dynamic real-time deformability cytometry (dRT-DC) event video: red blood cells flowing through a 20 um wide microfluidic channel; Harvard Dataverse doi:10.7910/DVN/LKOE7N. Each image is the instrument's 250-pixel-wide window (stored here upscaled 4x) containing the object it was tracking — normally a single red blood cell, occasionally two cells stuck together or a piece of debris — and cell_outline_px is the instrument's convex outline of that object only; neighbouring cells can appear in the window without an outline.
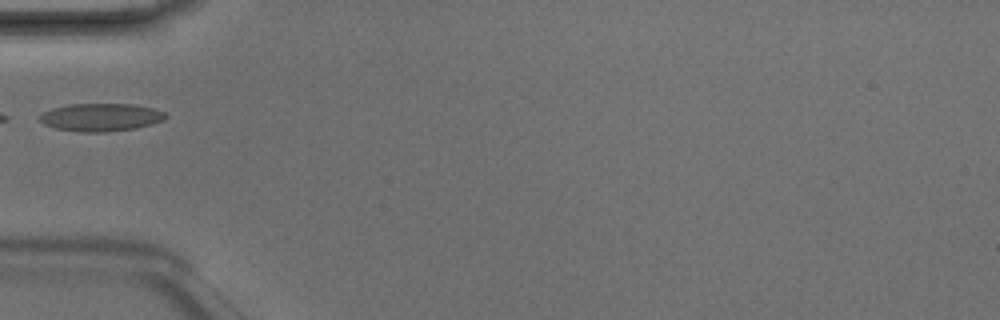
{"species": "Egyptian fruit bat (a non-hibernating species)", "species_latin": "Rousettus aegyptiacus", "temperature_condition": "room temperature", "stored_images_in_passage": 5, "camera_frame_rate_fps": 3000, "um_per_image_px": 0.085, "animal": {"sex": "male"}, "frame": {"image": 1, "passage_image": 4, "time_ms": 1.0, "image_size_px": [1000, 320], "cell_outline_px": [[168, 116], [164, 120], [152, 124], [136, 128], [108, 132], [80, 132], [56, 128], [44, 124], [40, 120], [40, 116], [44, 112], [52, 108], [68, 104], [132, 104], [156, 108], [168, 112]], "centroid_in_image_um": [8.65, 9.96], "position_along_channel_um": 76.4, "area_um2": 20.63}}